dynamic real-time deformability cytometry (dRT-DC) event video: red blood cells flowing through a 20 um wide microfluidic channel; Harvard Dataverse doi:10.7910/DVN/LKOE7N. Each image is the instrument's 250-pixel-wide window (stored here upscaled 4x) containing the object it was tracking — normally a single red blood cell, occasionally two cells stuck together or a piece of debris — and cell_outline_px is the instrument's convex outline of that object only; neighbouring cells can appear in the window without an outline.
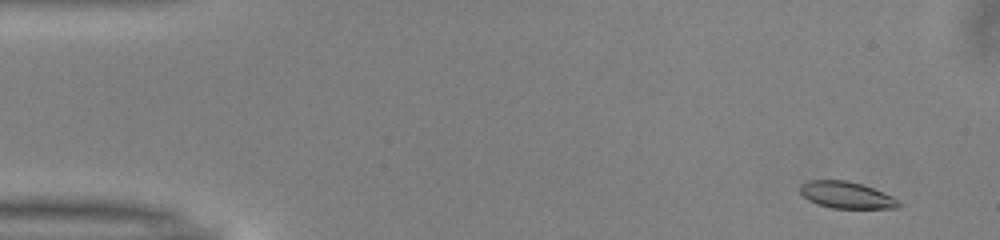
{"species": "common noctule bat (a hibernating species)", "species_latin": "Nyctalus noctula", "temperature_condition": "warm", "stored_images_in_passage": 49, "camera_frame_rate_fps": 3000, "um_per_image_px": 0.085, "animal": {"sex": "male", "body_mass_g": 13.0, "forearm_length_mm": 53.1}, "frame": {"image": 1, "passage_image": 2, "time_ms": 0.333, "image_size_px": [1000, 240], "cell_outline_px": [[900, 204], [896, 208], [832, 208], [816, 204], [808, 200], [800, 192], [800, 184], [808, 180], [848, 180], [872, 188], [892, 196]], "centroid_in_image_um": [71.88, 16.57], "position_along_channel_um": 13.1, "area_um2": 15.2}}
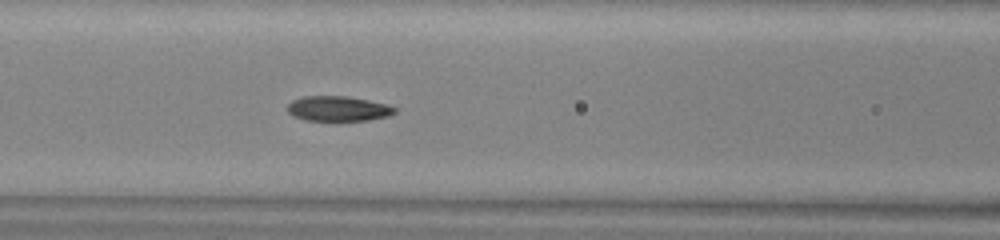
{"frame": {"image": 2, "passage_image": 20, "time_ms": 6.333, "image_size_px": [1000, 240], "cell_outline_px": [[396, 112], [388, 116], [368, 120], [304, 120], [288, 112], [288, 104], [292, 100], [300, 96], [348, 96], [388, 104], [396, 108]], "centroid_in_image_um": [28.75, 9.22], "position_along_channel_um": 137.8, "area_um2": 15.61}}
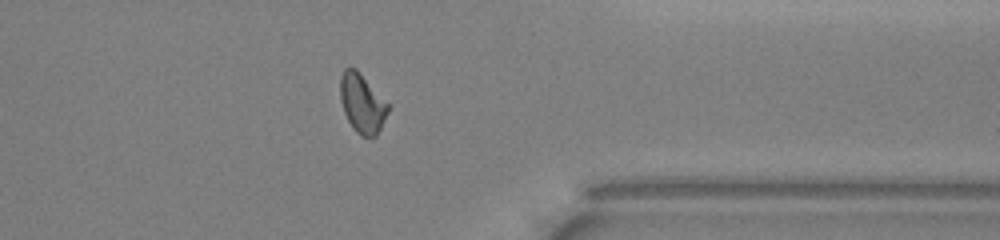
{"frame": {"image": 3, "passage_image": 39, "time_ms": 12.667, "image_size_px": [1000, 240], "cell_outline_px": [[388, 112], [376, 136], [360, 136], [352, 128], [344, 112], [340, 100], [340, 76], [344, 68], [356, 68], [388, 104]], "centroid_in_image_um": [30.75, 8.78], "position_along_channel_um": 380.7, "area_um2": 16.24}, "authors_computed_cell_mechanics": {"area_um2": 16.2418, "velocity_mm_per_s": 4.0231, "shape_relaxation_time_tau1_ms": 5.6938, "shape_relaxation_time_tau2_ms": 2.4408, "deformation_change_tau1": 0.1466, "deformation_change_tau2": 0.0808}}